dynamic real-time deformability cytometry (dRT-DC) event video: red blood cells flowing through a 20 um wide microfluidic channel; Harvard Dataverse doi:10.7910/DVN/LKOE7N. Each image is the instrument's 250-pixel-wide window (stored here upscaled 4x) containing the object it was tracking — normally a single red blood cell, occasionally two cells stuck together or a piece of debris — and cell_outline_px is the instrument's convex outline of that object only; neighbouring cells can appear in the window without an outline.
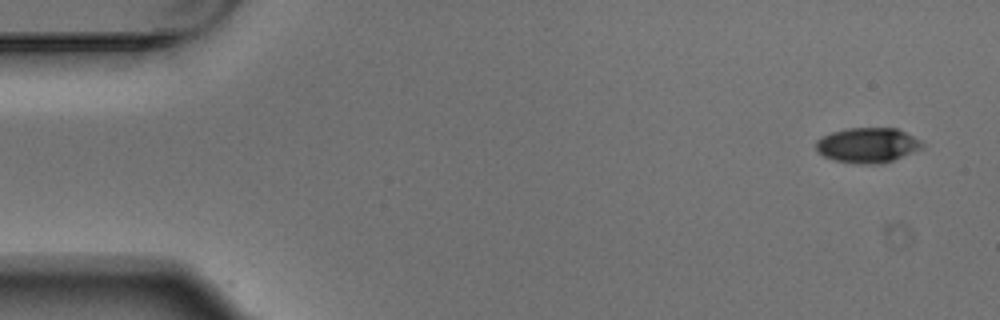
{"species": "Egyptian fruit bat (a non-hibernating species)", "species_latin": "Rousettus aegyptiacus", "temperature_condition": "warm", "stored_images_in_passage": 5, "camera_frame_rate_fps": 3000, "um_per_image_px": 0.085, "animal": {"sex": "male"}, "frame": {"image": 1, "passage_image": 1, "time_ms": 0.0, "image_size_px": [1000, 320], "cell_outline_px": [[924, 148], [892, 160], [876, 164], [864, 164], [836, 160], [824, 156], [816, 152], [816, 140], [820, 136], [832, 132], [848, 128], [896, 128], [920, 140], [924, 144]], "centroid_in_image_um": [73.72, 12.33], "position_along_channel_um": 11.3, "area_um2": 21.56}}
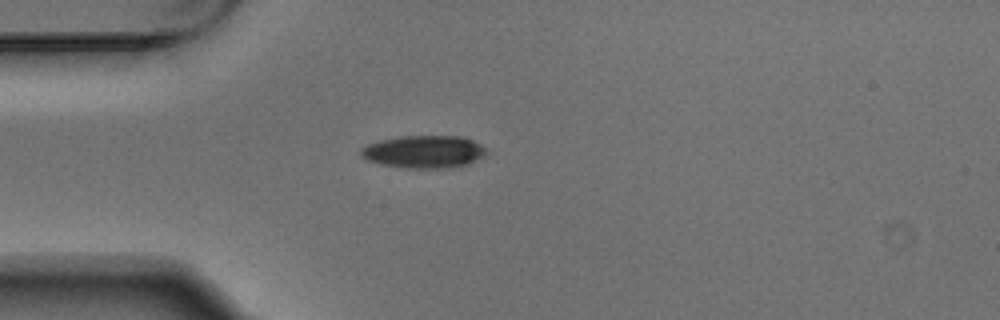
{"frame": {"image": 2, "passage_image": 4, "time_ms": 1.0, "image_size_px": [1000, 320], "cell_outline_px": [[488, 152], [484, 156], [468, 164], [452, 168], [408, 168], [380, 164], [368, 160], [360, 156], [360, 148], [368, 144], [380, 140], [400, 136], [460, 136], [472, 140], [488, 148]], "centroid_in_image_um": [36.05, 12.9], "position_along_channel_um": 48.9, "area_um2": 24.04}}